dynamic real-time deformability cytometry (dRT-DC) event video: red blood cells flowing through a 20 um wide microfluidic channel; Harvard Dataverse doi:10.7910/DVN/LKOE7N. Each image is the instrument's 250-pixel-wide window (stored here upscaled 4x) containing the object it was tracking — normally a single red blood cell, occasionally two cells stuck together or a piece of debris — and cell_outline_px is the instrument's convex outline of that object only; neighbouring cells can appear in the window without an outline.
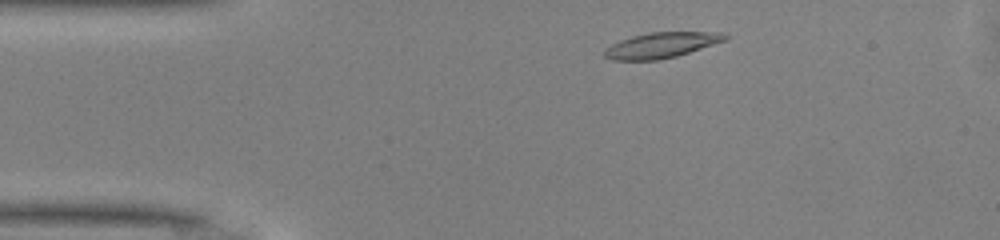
{"species": "common noctule bat (a hibernating species)", "species_latin": "Nyctalus noctula", "temperature_condition": "warm", "stored_images_in_passage": 31, "camera_frame_rate_fps": 3000, "um_per_image_px": 0.085, "animal": {"sex": "male", "body_mass_g": 13.0, "forearm_length_mm": 53.1}, "frame": {"image": 1, "passage_image": 2, "time_ms": 0.333, "image_size_px": [1000, 240], "cell_outline_px": [[728, 40], [676, 56], [656, 60], [612, 60], [604, 56], [604, 48], [620, 40], [632, 36], [648, 32], [724, 32], [728, 36]], "centroid_in_image_um": [56.22, 3.83], "position_along_channel_um": 28.8, "area_um2": 17.98}}
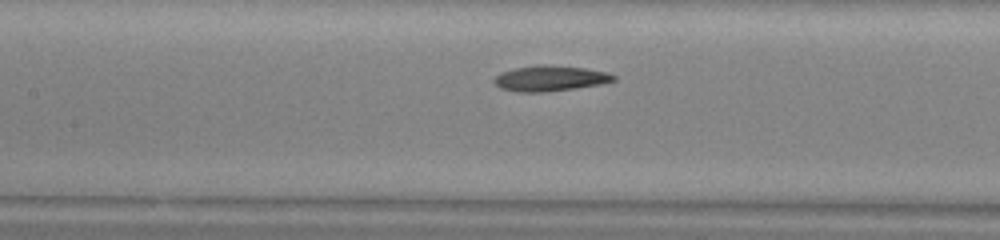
{"frame": {"image": 2, "passage_image": 15, "time_ms": 4.667, "image_size_px": [1000, 240], "cell_outline_px": [[616, 80], [600, 84], [576, 88], [544, 92], [520, 92], [500, 88], [492, 80], [500, 72], [516, 68], [536, 64], [544, 64], [584, 68], [608, 72], [616, 76]], "centroid_in_image_um": [46.75, 6.65], "position_along_channel_um": 160.6, "area_um2": 17.8}}
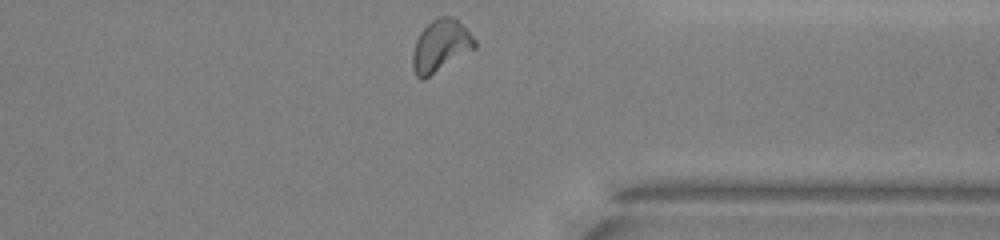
{"frame": {"image": 3, "passage_image": 31, "time_ms": 10.0, "image_size_px": [1000, 240], "cell_outline_px": [[476, 48], [424, 80], [420, 80], [416, 76], [412, 64], [412, 56], [416, 40], [420, 32], [432, 20], [440, 16], [448, 16], [456, 20], [476, 40]], "centroid_in_image_um": [37.43, 3.93], "position_along_channel_um": 374.0, "area_um2": 18.61}, "authors_computed_cell_mechanics": {"area_um2": 17.4556, "velocity_mm_per_s": 4.1426, "shape_relaxation_time_tau1_ms": 4.2858, "shape_relaxation_time_tau2_ms": 4.8079, "deformation_change_tau1": 0.1532, "deformation_change_tau2": 0.1288}}